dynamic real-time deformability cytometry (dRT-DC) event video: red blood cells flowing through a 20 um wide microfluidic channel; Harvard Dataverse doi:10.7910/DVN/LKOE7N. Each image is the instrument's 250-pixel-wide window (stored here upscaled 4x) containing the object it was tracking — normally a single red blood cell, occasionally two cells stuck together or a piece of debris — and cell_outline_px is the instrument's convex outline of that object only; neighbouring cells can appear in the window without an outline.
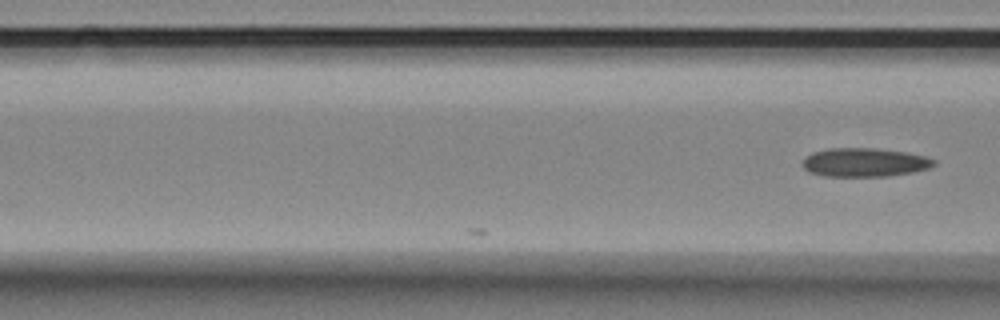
{"species": "Egyptian fruit bat (a non-hibernating species)", "species_latin": "Rousettus aegyptiacus", "temperature_condition": "room temperature", "stored_images_in_passage": 6, "camera_frame_rate_fps": 3000, "um_per_image_px": 0.085, "animal": {"sex": "female"}, "frame": {"image": 1, "passage_image": 6, "time_ms": 1.667, "image_size_px": [1000, 320], "cell_outline_px": [[936, 164], [928, 168], [912, 172], [888, 176], [824, 176], [808, 172], [800, 164], [812, 152], [832, 148], [872, 148], [904, 152], [924, 156], [936, 160]], "centroid_in_image_um": [73.46, 13.81], "position_along_channel_um": 93.1, "area_um2": 21.85}}